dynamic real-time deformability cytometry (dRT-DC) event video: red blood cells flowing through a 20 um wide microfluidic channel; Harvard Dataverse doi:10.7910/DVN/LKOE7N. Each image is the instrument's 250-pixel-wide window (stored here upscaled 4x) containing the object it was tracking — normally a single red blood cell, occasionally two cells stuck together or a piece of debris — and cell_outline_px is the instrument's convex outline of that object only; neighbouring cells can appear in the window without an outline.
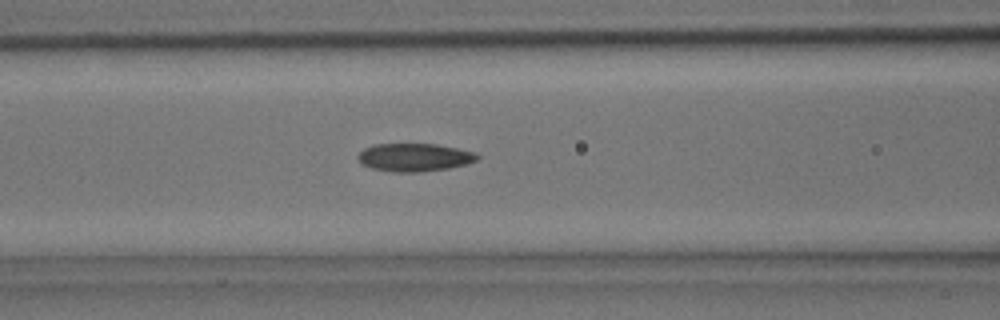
{"species": "common noctule bat (a hibernating species)", "species_latin": "Nyctalus noctula", "temperature_condition": "room temperature", "stored_images_in_passage": 29, "segment_of_instrument_passage": [1, 2], "camera_frame_rate_fps": 3000, "um_per_image_px": 0.085, "animal": {"sex": "male", "body_mass_g": 15.6}, "frame": {"image": 1, "passage_image": 5, "time_ms": 1.333, "image_size_px": [1000, 320], "cell_outline_px": [[480, 156], [476, 160], [468, 164], [448, 168], [420, 172], [392, 172], [372, 168], [360, 164], [356, 156], [364, 148], [372, 144], [436, 144], [476, 152]], "centroid_in_image_um": [35.2, 13.37], "position_along_channel_um": 131.4, "area_um2": 19.65}}
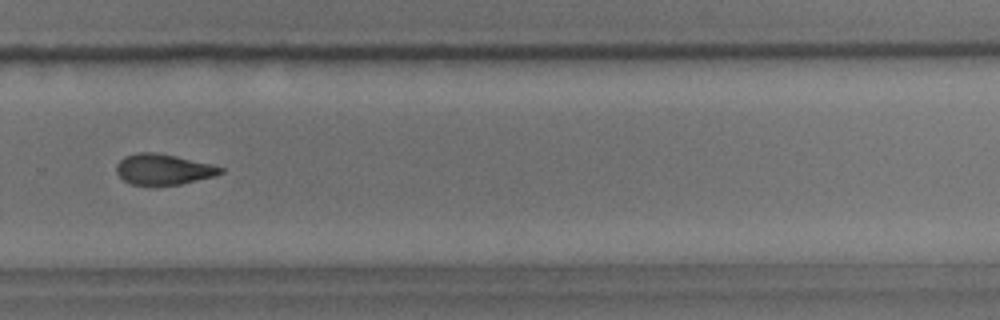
{"frame": {"image": 2, "passage_image": 16, "time_ms": 5.0, "image_size_px": [1000, 320], "cell_outline_px": [[224, 172], [216, 176], [180, 184], [152, 188], [132, 184], [124, 180], [116, 172], [116, 164], [124, 156], [136, 152], [156, 152], [176, 156], [212, 164], [224, 168]], "centroid_in_image_um": [13.87, 14.42], "position_along_channel_um": 315.9, "area_um2": 19.25}}
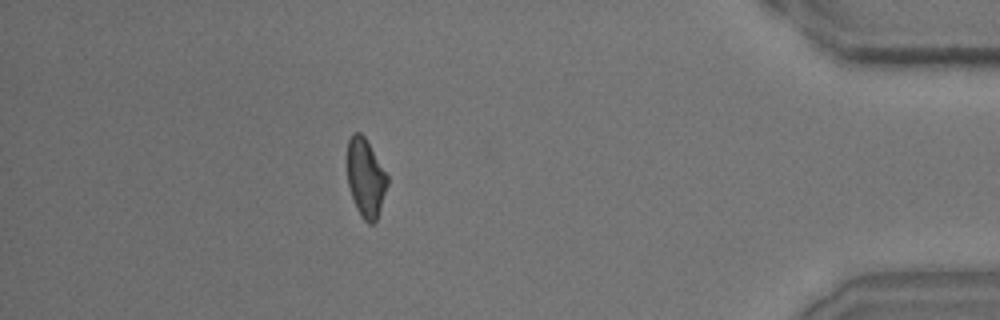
{"frame": {"image": 3, "passage_image": 24, "time_ms": 7.667, "image_size_px": [1000, 320], "cell_outline_px": [[388, 184], [376, 220], [372, 224], [368, 224], [360, 216], [356, 208], [348, 184], [348, 140], [352, 132], [360, 132], [364, 136], [388, 176]], "centroid_in_image_um": [31.08, 15.12], "position_along_channel_um": 404.1, "area_um2": 18.09}}